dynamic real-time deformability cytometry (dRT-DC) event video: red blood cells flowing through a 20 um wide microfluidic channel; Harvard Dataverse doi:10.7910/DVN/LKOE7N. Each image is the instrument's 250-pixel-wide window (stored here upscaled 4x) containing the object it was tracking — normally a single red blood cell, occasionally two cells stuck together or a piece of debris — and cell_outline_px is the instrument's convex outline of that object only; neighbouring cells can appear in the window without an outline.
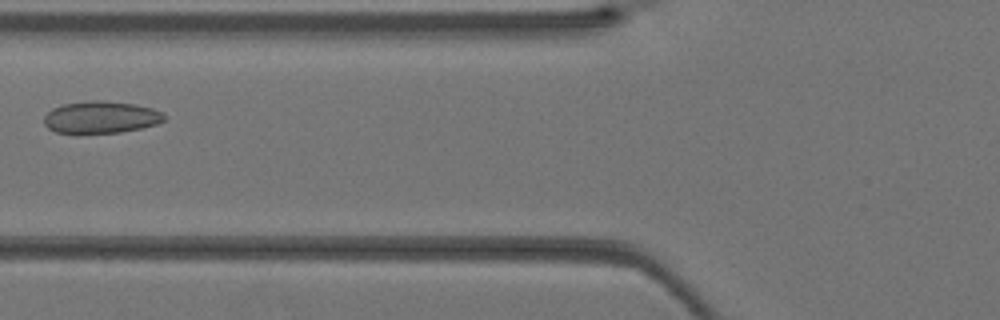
{"species": "Egyptian fruit bat (a non-hibernating species)", "species_latin": "Rousettus aegyptiacus", "temperature_condition": "warm", "stored_images_in_passage": 35, "camera_frame_rate_fps": 3000, "um_per_image_px": 0.085, "animal": {"sex": "female"}, "frame": {"image": 1, "passage_image": 11, "time_ms": 3.333, "image_size_px": [1000, 320], "cell_outline_px": [[168, 116], [164, 120], [156, 124], [140, 128], [120, 132], [56, 132], [48, 128], [44, 124], [44, 116], [52, 108], [64, 104], [92, 100], [100, 100], [136, 104], [152, 108]], "centroid_in_image_um": [8.59, 9.95], "position_along_channel_um": 117.2, "area_um2": 22.2}}
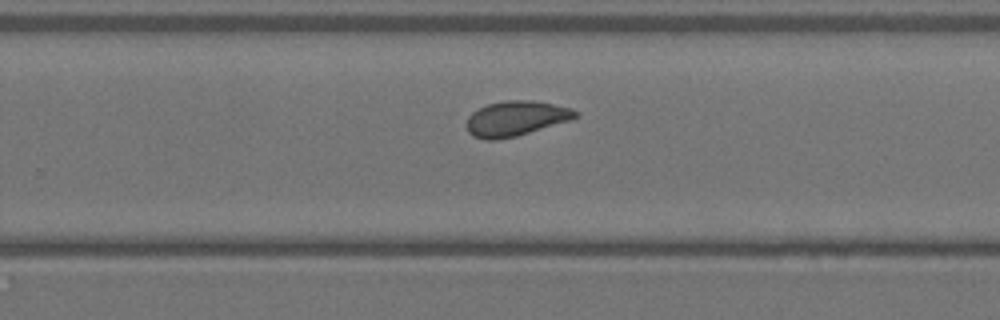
{"frame": {"image": 2, "passage_image": 21, "time_ms": 6.667, "image_size_px": [1000, 320], "cell_outline_px": [[576, 116], [568, 120], [516, 136], [496, 140], [488, 140], [472, 136], [468, 132], [468, 116], [472, 112], [488, 104], [504, 100], [532, 100], [572, 108], [576, 112]], "centroid_in_image_um": [43.8, 10.06], "position_along_channel_um": 286.0, "area_um2": 21.73}}
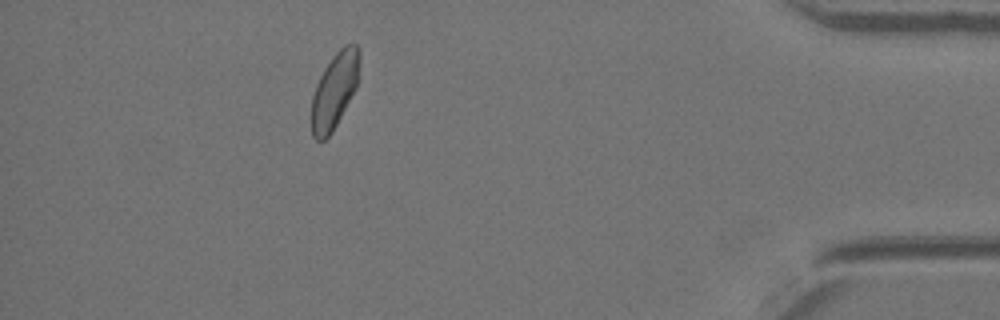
{"frame": {"image": 3, "passage_image": 31, "time_ms": 10.0, "image_size_px": [1000, 320], "cell_outline_px": [[360, 60], [356, 88], [332, 132], [324, 140], [316, 140], [312, 136], [312, 96], [316, 84], [324, 68], [332, 56], [344, 44], [356, 44], [360, 48]], "centroid_in_image_um": [28.44, 7.65], "position_along_channel_um": 406.8, "area_um2": 21.1}}